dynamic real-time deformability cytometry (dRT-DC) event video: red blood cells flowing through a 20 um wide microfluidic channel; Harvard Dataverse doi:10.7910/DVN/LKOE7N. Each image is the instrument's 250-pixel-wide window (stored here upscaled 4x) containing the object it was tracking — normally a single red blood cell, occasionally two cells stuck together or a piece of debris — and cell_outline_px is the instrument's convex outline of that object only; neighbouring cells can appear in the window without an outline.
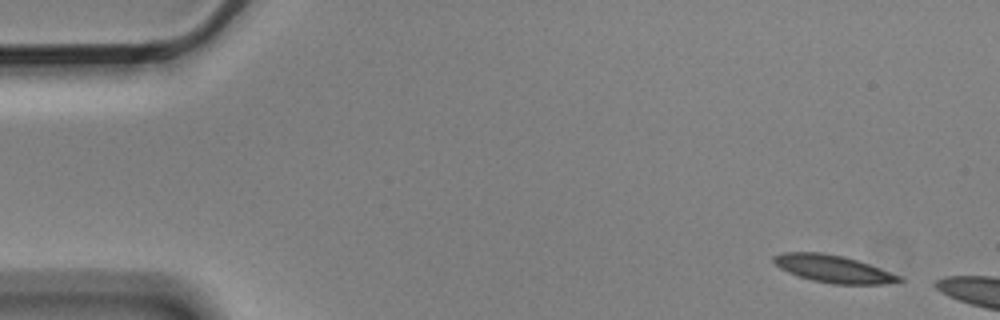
{"species": "Egyptian fruit bat (a non-hibernating species)", "species_latin": "Rousettus aegyptiacus", "temperature_condition": "cold", "stored_images_in_passage": 2, "camera_frame_rate_fps": 3000, "um_per_image_px": 0.085, "animal": {"sex": "male"}, "frame": {"image": 1, "passage_image": 1, "time_ms": 0.0, "image_size_px": [1000, 320], "cell_outline_px": [[904, 280], [884, 284], [832, 284], [812, 280], [788, 272], [780, 268], [772, 260], [772, 256], [784, 252], [820, 252], [844, 256], [880, 268], [900, 276]], "centroid_in_image_um": [70.8, 22.85], "position_along_channel_um": 14.2, "area_um2": 19.83}}